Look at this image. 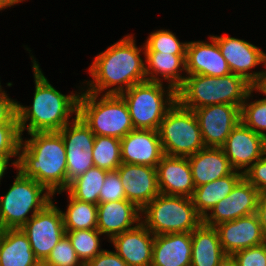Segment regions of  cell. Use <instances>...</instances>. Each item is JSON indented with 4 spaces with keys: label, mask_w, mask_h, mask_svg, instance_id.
<instances>
[{
    "label": "cell",
    "mask_w": 266,
    "mask_h": 266,
    "mask_svg": "<svg viewBox=\"0 0 266 266\" xmlns=\"http://www.w3.org/2000/svg\"><path fill=\"white\" fill-rule=\"evenodd\" d=\"M135 42L132 35H126L94 58L89 67L93 79L86 82L87 92L100 95L109 88L104 95H120L146 81V64L140 55L144 45L137 48Z\"/></svg>",
    "instance_id": "obj_1"
},
{
    "label": "cell",
    "mask_w": 266,
    "mask_h": 266,
    "mask_svg": "<svg viewBox=\"0 0 266 266\" xmlns=\"http://www.w3.org/2000/svg\"><path fill=\"white\" fill-rule=\"evenodd\" d=\"M21 138L19 157L11 163L25 177L45 186L54 196L67 189L66 149L59 132L29 133Z\"/></svg>",
    "instance_id": "obj_2"
},
{
    "label": "cell",
    "mask_w": 266,
    "mask_h": 266,
    "mask_svg": "<svg viewBox=\"0 0 266 266\" xmlns=\"http://www.w3.org/2000/svg\"><path fill=\"white\" fill-rule=\"evenodd\" d=\"M32 68L34 72L35 92L30 107L17 102V121L21 135L27 129L29 133L58 132L70 122V116L78 113L80 92L63 95L57 91L42 73V69L34 56ZM29 123L27 124V122Z\"/></svg>",
    "instance_id": "obj_3"
},
{
    "label": "cell",
    "mask_w": 266,
    "mask_h": 266,
    "mask_svg": "<svg viewBox=\"0 0 266 266\" xmlns=\"http://www.w3.org/2000/svg\"><path fill=\"white\" fill-rule=\"evenodd\" d=\"M254 86L241 75H188L177 89V101L185 108L195 110L214 104L242 107Z\"/></svg>",
    "instance_id": "obj_4"
},
{
    "label": "cell",
    "mask_w": 266,
    "mask_h": 266,
    "mask_svg": "<svg viewBox=\"0 0 266 266\" xmlns=\"http://www.w3.org/2000/svg\"><path fill=\"white\" fill-rule=\"evenodd\" d=\"M98 96L84 91L78 99L77 115L95 135L122 139L134 130L127 104L120 95Z\"/></svg>",
    "instance_id": "obj_5"
},
{
    "label": "cell",
    "mask_w": 266,
    "mask_h": 266,
    "mask_svg": "<svg viewBox=\"0 0 266 266\" xmlns=\"http://www.w3.org/2000/svg\"><path fill=\"white\" fill-rule=\"evenodd\" d=\"M163 86V82L146 80L120 94L134 129L158 131L164 116L177 101V90L170 85L165 90Z\"/></svg>",
    "instance_id": "obj_6"
},
{
    "label": "cell",
    "mask_w": 266,
    "mask_h": 266,
    "mask_svg": "<svg viewBox=\"0 0 266 266\" xmlns=\"http://www.w3.org/2000/svg\"><path fill=\"white\" fill-rule=\"evenodd\" d=\"M141 223L155 236L168 233H192L203 218L191 197L159 194L142 210Z\"/></svg>",
    "instance_id": "obj_7"
},
{
    "label": "cell",
    "mask_w": 266,
    "mask_h": 266,
    "mask_svg": "<svg viewBox=\"0 0 266 266\" xmlns=\"http://www.w3.org/2000/svg\"><path fill=\"white\" fill-rule=\"evenodd\" d=\"M17 171L10 189L4 197L0 198L3 230L22 228L53 199V194L45 186L33 178L25 177L19 170ZM30 211L31 216H27Z\"/></svg>",
    "instance_id": "obj_8"
},
{
    "label": "cell",
    "mask_w": 266,
    "mask_h": 266,
    "mask_svg": "<svg viewBox=\"0 0 266 266\" xmlns=\"http://www.w3.org/2000/svg\"><path fill=\"white\" fill-rule=\"evenodd\" d=\"M158 133L167 156L188 157L205 148L194 111L178 101L164 116Z\"/></svg>",
    "instance_id": "obj_9"
},
{
    "label": "cell",
    "mask_w": 266,
    "mask_h": 266,
    "mask_svg": "<svg viewBox=\"0 0 266 266\" xmlns=\"http://www.w3.org/2000/svg\"><path fill=\"white\" fill-rule=\"evenodd\" d=\"M21 230L27 235L35 257L42 263L65 236L62 210L52 201L37 212Z\"/></svg>",
    "instance_id": "obj_10"
},
{
    "label": "cell",
    "mask_w": 266,
    "mask_h": 266,
    "mask_svg": "<svg viewBox=\"0 0 266 266\" xmlns=\"http://www.w3.org/2000/svg\"><path fill=\"white\" fill-rule=\"evenodd\" d=\"M218 44L222 56L225 58L231 73L241 75L253 86L265 73L250 72L254 67L263 64L266 67V53L261 48L243 40L230 36H212Z\"/></svg>",
    "instance_id": "obj_11"
},
{
    "label": "cell",
    "mask_w": 266,
    "mask_h": 266,
    "mask_svg": "<svg viewBox=\"0 0 266 266\" xmlns=\"http://www.w3.org/2000/svg\"><path fill=\"white\" fill-rule=\"evenodd\" d=\"M205 147L221 148L233 128L241 121V108L214 104L193 110Z\"/></svg>",
    "instance_id": "obj_12"
},
{
    "label": "cell",
    "mask_w": 266,
    "mask_h": 266,
    "mask_svg": "<svg viewBox=\"0 0 266 266\" xmlns=\"http://www.w3.org/2000/svg\"><path fill=\"white\" fill-rule=\"evenodd\" d=\"M260 192L244 177L236 184L231 193L220 200L203 218L208 226L236 220L257 213Z\"/></svg>",
    "instance_id": "obj_13"
},
{
    "label": "cell",
    "mask_w": 266,
    "mask_h": 266,
    "mask_svg": "<svg viewBox=\"0 0 266 266\" xmlns=\"http://www.w3.org/2000/svg\"><path fill=\"white\" fill-rule=\"evenodd\" d=\"M232 168L244 173L266 152V139L240 121L221 147ZM243 169V170H242Z\"/></svg>",
    "instance_id": "obj_14"
},
{
    "label": "cell",
    "mask_w": 266,
    "mask_h": 266,
    "mask_svg": "<svg viewBox=\"0 0 266 266\" xmlns=\"http://www.w3.org/2000/svg\"><path fill=\"white\" fill-rule=\"evenodd\" d=\"M117 171L126 199L140 210L160 194L155 167L122 163Z\"/></svg>",
    "instance_id": "obj_15"
},
{
    "label": "cell",
    "mask_w": 266,
    "mask_h": 266,
    "mask_svg": "<svg viewBox=\"0 0 266 266\" xmlns=\"http://www.w3.org/2000/svg\"><path fill=\"white\" fill-rule=\"evenodd\" d=\"M215 228L226 255H233L265 242L257 213L220 223Z\"/></svg>",
    "instance_id": "obj_16"
},
{
    "label": "cell",
    "mask_w": 266,
    "mask_h": 266,
    "mask_svg": "<svg viewBox=\"0 0 266 266\" xmlns=\"http://www.w3.org/2000/svg\"><path fill=\"white\" fill-rule=\"evenodd\" d=\"M122 163L157 167L164 156L156 130L134 129L120 139Z\"/></svg>",
    "instance_id": "obj_17"
},
{
    "label": "cell",
    "mask_w": 266,
    "mask_h": 266,
    "mask_svg": "<svg viewBox=\"0 0 266 266\" xmlns=\"http://www.w3.org/2000/svg\"><path fill=\"white\" fill-rule=\"evenodd\" d=\"M211 43L191 41L187 44L185 57L186 75L226 76L231 70L222 56L217 41L210 36Z\"/></svg>",
    "instance_id": "obj_18"
},
{
    "label": "cell",
    "mask_w": 266,
    "mask_h": 266,
    "mask_svg": "<svg viewBox=\"0 0 266 266\" xmlns=\"http://www.w3.org/2000/svg\"><path fill=\"white\" fill-rule=\"evenodd\" d=\"M160 194L192 197L195 186L187 157L164 155L157 164Z\"/></svg>",
    "instance_id": "obj_19"
},
{
    "label": "cell",
    "mask_w": 266,
    "mask_h": 266,
    "mask_svg": "<svg viewBox=\"0 0 266 266\" xmlns=\"http://www.w3.org/2000/svg\"><path fill=\"white\" fill-rule=\"evenodd\" d=\"M155 236L142 224L115 235L110 242L128 266H151Z\"/></svg>",
    "instance_id": "obj_20"
},
{
    "label": "cell",
    "mask_w": 266,
    "mask_h": 266,
    "mask_svg": "<svg viewBox=\"0 0 266 266\" xmlns=\"http://www.w3.org/2000/svg\"><path fill=\"white\" fill-rule=\"evenodd\" d=\"M97 211V230L102 235H107L109 239L135 228L141 223L143 218L141 216V210L127 199L98 203Z\"/></svg>",
    "instance_id": "obj_21"
},
{
    "label": "cell",
    "mask_w": 266,
    "mask_h": 266,
    "mask_svg": "<svg viewBox=\"0 0 266 266\" xmlns=\"http://www.w3.org/2000/svg\"><path fill=\"white\" fill-rule=\"evenodd\" d=\"M191 233L155 235L151 266H191Z\"/></svg>",
    "instance_id": "obj_22"
},
{
    "label": "cell",
    "mask_w": 266,
    "mask_h": 266,
    "mask_svg": "<svg viewBox=\"0 0 266 266\" xmlns=\"http://www.w3.org/2000/svg\"><path fill=\"white\" fill-rule=\"evenodd\" d=\"M187 158L195 188L234 171L222 148L205 147Z\"/></svg>",
    "instance_id": "obj_23"
},
{
    "label": "cell",
    "mask_w": 266,
    "mask_h": 266,
    "mask_svg": "<svg viewBox=\"0 0 266 266\" xmlns=\"http://www.w3.org/2000/svg\"><path fill=\"white\" fill-rule=\"evenodd\" d=\"M27 235L20 229L0 232V266H38Z\"/></svg>",
    "instance_id": "obj_24"
},
{
    "label": "cell",
    "mask_w": 266,
    "mask_h": 266,
    "mask_svg": "<svg viewBox=\"0 0 266 266\" xmlns=\"http://www.w3.org/2000/svg\"><path fill=\"white\" fill-rule=\"evenodd\" d=\"M146 62V80L162 82L167 80L168 84L176 90L183 84L185 77L180 75L185 70L186 55H173L161 52H143Z\"/></svg>",
    "instance_id": "obj_25"
},
{
    "label": "cell",
    "mask_w": 266,
    "mask_h": 266,
    "mask_svg": "<svg viewBox=\"0 0 266 266\" xmlns=\"http://www.w3.org/2000/svg\"><path fill=\"white\" fill-rule=\"evenodd\" d=\"M191 266H217L226 255L215 227L203 222L191 233Z\"/></svg>",
    "instance_id": "obj_26"
},
{
    "label": "cell",
    "mask_w": 266,
    "mask_h": 266,
    "mask_svg": "<svg viewBox=\"0 0 266 266\" xmlns=\"http://www.w3.org/2000/svg\"><path fill=\"white\" fill-rule=\"evenodd\" d=\"M243 178V173L234 170L231 174L198 186L191 197L197 213L204 218L210 210L231 193L236 184Z\"/></svg>",
    "instance_id": "obj_27"
},
{
    "label": "cell",
    "mask_w": 266,
    "mask_h": 266,
    "mask_svg": "<svg viewBox=\"0 0 266 266\" xmlns=\"http://www.w3.org/2000/svg\"><path fill=\"white\" fill-rule=\"evenodd\" d=\"M107 172L95 166L89 168L84 174L71 181L65 191L79 201L97 205L100 189L103 186Z\"/></svg>",
    "instance_id": "obj_28"
},
{
    "label": "cell",
    "mask_w": 266,
    "mask_h": 266,
    "mask_svg": "<svg viewBox=\"0 0 266 266\" xmlns=\"http://www.w3.org/2000/svg\"><path fill=\"white\" fill-rule=\"evenodd\" d=\"M68 197L66 212L62 211L65 231L97 229V205L79 201L69 193Z\"/></svg>",
    "instance_id": "obj_29"
},
{
    "label": "cell",
    "mask_w": 266,
    "mask_h": 266,
    "mask_svg": "<svg viewBox=\"0 0 266 266\" xmlns=\"http://www.w3.org/2000/svg\"><path fill=\"white\" fill-rule=\"evenodd\" d=\"M92 159L95 167L106 171H116L122 164L120 139L95 135Z\"/></svg>",
    "instance_id": "obj_30"
},
{
    "label": "cell",
    "mask_w": 266,
    "mask_h": 266,
    "mask_svg": "<svg viewBox=\"0 0 266 266\" xmlns=\"http://www.w3.org/2000/svg\"><path fill=\"white\" fill-rule=\"evenodd\" d=\"M80 261L85 265L103 251L97 229L65 231Z\"/></svg>",
    "instance_id": "obj_31"
},
{
    "label": "cell",
    "mask_w": 266,
    "mask_h": 266,
    "mask_svg": "<svg viewBox=\"0 0 266 266\" xmlns=\"http://www.w3.org/2000/svg\"><path fill=\"white\" fill-rule=\"evenodd\" d=\"M72 119L73 121L58 131L62 135L65 147H77L85 152H92L95 134L78 115Z\"/></svg>",
    "instance_id": "obj_32"
},
{
    "label": "cell",
    "mask_w": 266,
    "mask_h": 266,
    "mask_svg": "<svg viewBox=\"0 0 266 266\" xmlns=\"http://www.w3.org/2000/svg\"><path fill=\"white\" fill-rule=\"evenodd\" d=\"M188 42H180L169 30L151 32L144 44L145 52H161L173 55H186Z\"/></svg>",
    "instance_id": "obj_33"
},
{
    "label": "cell",
    "mask_w": 266,
    "mask_h": 266,
    "mask_svg": "<svg viewBox=\"0 0 266 266\" xmlns=\"http://www.w3.org/2000/svg\"><path fill=\"white\" fill-rule=\"evenodd\" d=\"M254 90L253 87L242 104L241 121L266 139V98L248 102Z\"/></svg>",
    "instance_id": "obj_34"
},
{
    "label": "cell",
    "mask_w": 266,
    "mask_h": 266,
    "mask_svg": "<svg viewBox=\"0 0 266 266\" xmlns=\"http://www.w3.org/2000/svg\"><path fill=\"white\" fill-rule=\"evenodd\" d=\"M67 163V188L69 183L94 167L92 152H85L82 148L65 147Z\"/></svg>",
    "instance_id": "obj_35"
},
{
    "label": "cell",
    "mask_w": 266,
    "mask_h": 266,
    "mask_svg": "<svg viewBox=\"0 0 266 266\" xmlns=\"http://www.w3.org/2000/svg\"><path fill=\"white\" fill-rule=\"evenodd\" d=\"M45 266H84L65 235L42 262Z\"/></svg>",
    "instance_id": "obj_36"
},
{
    "label": "cell",
    "mask_w": 266,
    "mask_h": 266,
    "mask_svg": "<svg viewBox=\"0 0 266 266\" xmlns=\"http://www.w3.org/2000/svg\"><path fill=\"white\" fill-rule=\"evenodd\" d=\"M21 138L19 124H0V154L19 155Z\"/></svg>",
    "instance_id": "obj_37"
},
{
    "label": "cell",
    "mask_w": 266,
    "mask_h": 266,
    "mask_svg": "<svg viewBox=\"0 0 266 266\" xmlns=\"http://www.w3.org/2000/svg\"><path fill=\"white\" fill-rule=\"evenodd\" d=\"M125 191L118 171H108L99 193V203L125 200Z\"/></svg>",
    "instance_id": "obj_38"
},
{
    "label": "cell",
    "mask_w": 266,
    "mask_h": 266,
    "mask_svg": "<svg viewBox=\"0 0 266 266\" xmlns=\"http://www.w3.org/2000/svg\"><path fill=\"white\" fill-rule=\"evenodd\" d=\"M232 256L237 266H266V242L240 250Z\"/></svg>",
    "instance_id": "obj_39"
},
{
    "label": "cell",
    "mask_w": 266,
    "mask_h": 266,
    "mask_svg": "<svg viewBox=\"0 0 266 266\" xmlns=\"http://www.w3.org/2000/svg\"><path fill=\"white\" fill-rule=\"evenodd\" d=\"M243 177L260 193L266 192V152L243 173Z\"/></svg>",
    "instance_id": "obj_40"
},
{
    "label": "cell",
    "mask_w": 266,
    "mask_h": 266,
    "mask_svg": "<svg viewBox=\"0 0 266 266\" xmlns=\"http://www.w3.org/2000/svg\"><path fill=\"white\" fill-rule=\"evenodd\" d=\"M17 101L9 98L5 90L0 92V124H18Z\"/></svg>",
    "instance_id": "obj_41"
},
{
    "label": "cell",
    "mask_w": 266,
    "mask_h": 266,
    "mask_svg": "<svg viewBox=\"0 0 266 266\" xmlns=\"http://www.w3.org/2000/svg\"><path fill=\"white\" fill-rule=\"evenodd\" d=\"M84 266H128L127 263L114 251L104 249Z\"/></svg>",
    "instance_id": "obj_42"
},
{
    "label": "cell",
    "mask_w": 266,
    "mask_h": 266,
    "mask_svg": "<svg viewBox=\"0 0 266 266\" xmlns=\"http://www.w3.org/2000/svg\"><path fill=\"white\" fill-rule=\"evenodd\" d=\"M257 215L262 227V233L266 242V192H262L258 198Z\"/></svg>",
    "instance_id": "obj_43"
},
{
    "label": "cell",
    "mask_w": 266,
    "mask_h": 266,
    "mask_svg": "<svg viewBox=\"0 0 266 266\" xmlns=\"http://www.w3.org/2000/svg\"><path fill=\"white\" fill-rule=\"evenodd\" d=\"M19 157V155H4V154H0V180L2 179V177L5 174V170L8 167L9 161L11 159V157Z\"/></svg>",
    "instance_id": "obj_44"
},
{
    "label": "cell",
    "mask_w": 266,
    "mask_h": 266,
    "mask_svg": "<svg viewBox=\"0 0 266 266\" xmlns=\"http://www.w3.org/2000/svg\"><path fill=\"white\" fill-rule=\"evenodd\" d=\"M255 91L261 92L266 96V70L260 80L254 85Z\"/></svg>",
    "instance_id": "obj_45"
},
{
    "label": "cell",
    "mask_w": 266,
    "mask_h": 266,
    "mask_svg": "<svg viewBox=\"0 0 266 266\" xmlns=\"http://www.w3.org/2000/svg\"><path fill=\"white\" fill-rule=\"evenodd\" d=\"M217 266H237V263L232 255H225Z\"/></svg>",
    "instance_id": "obj_46"
},
{
    "label": "cell",
    "mask_w": 266,
    "mask_h": 266,
    "mask_svg": "<svg viewBox=\"0 0 266 266\" xmlns=\"http://www.w3.org/2000/svg\"><path fill=\"white\" fill-rule=\"evenodd\" d=\"M24 0H0V11L5 10L7 7H12L20 2H23Z\"/></svg>",
    "instance_id": "obj_47"
},
{
    "label": "cell",
    "mask_w": 266,
    "mask_h": 266,
    "mask_svg": "<svg viewBox=\"0 0 266 266\" xmlns=\"http://www.w3.org/2000/svg\"><path fill=\"white\" fill-rule=\"evenodd\" d=\"M3 230V224H2V220H1V216H0V232Z\"/></svg>",
    "instance_id": "obj_48"
}]
</instances>
